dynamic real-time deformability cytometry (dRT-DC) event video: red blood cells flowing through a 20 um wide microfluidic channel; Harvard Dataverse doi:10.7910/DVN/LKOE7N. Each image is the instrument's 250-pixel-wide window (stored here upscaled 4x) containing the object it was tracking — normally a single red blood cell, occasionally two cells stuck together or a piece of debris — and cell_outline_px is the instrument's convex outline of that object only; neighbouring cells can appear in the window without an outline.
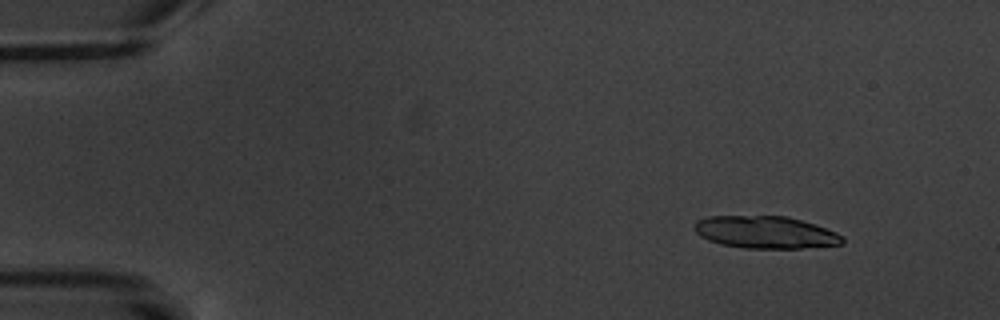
{"species": "common noctule bat (a hibernating species)", "species_latin": "Nyctalus noctula", "temperature_condition": "warm", "stored_images_in_passage": 5, "camera_frame_rate_fps": 3000, "um_per_image_px": 0.085, "animal": {"sex": "male", "body_mass_g": 20.1, "forearm_length_mm": 53.5}, "frame": {"image": 1, "passage_image": 2, "time_ms": 1.0, "image_size_px": [1000, 320], "cell_outline_px": [[844, 244], [800, 248], [744, 248], [720, 244], [708, 240], [700, 236], [692, 228], [692, 224], [696, 220], [708, 216], [788, 216], [816, 224], [836, 232], [844, 236]], "centroid_in_image_um": [65.05, 19.74], "position_along_channel_um": 20.0, "area_um2": 28.21}}